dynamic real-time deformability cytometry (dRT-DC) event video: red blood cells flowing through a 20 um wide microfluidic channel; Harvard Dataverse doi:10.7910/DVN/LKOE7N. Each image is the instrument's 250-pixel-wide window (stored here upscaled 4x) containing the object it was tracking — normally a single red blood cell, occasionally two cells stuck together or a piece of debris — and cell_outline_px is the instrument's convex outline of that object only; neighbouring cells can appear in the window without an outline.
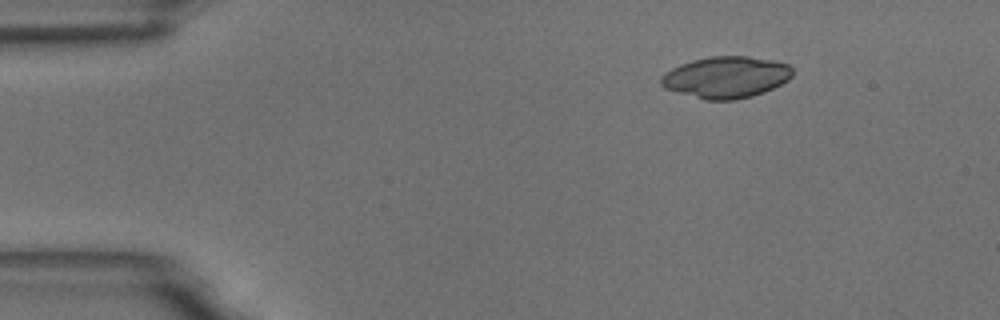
{"species": "common noctule bat (a hibernating species)", "species_latin": "Nyctalus noctula", "temperature_condition": "room temperature", "stored_images_in_passage": 44, "camera_frame_rate_fps": 3000, "um_per_image_px": 0.085, "animal": {"sex": "male", "body_mass_g": 18.8}, "frame": {"image": 1, "passage_image": 1, "time_ms": 0.0, "image_size_px": [1000, 320], "cell_outline_px": [[792, 76], [788, 80], [764, 92], [752, 96], [736, 100], [708, 100], [664, 88], [660, 84], [660, 76], [664, 72], [680, 64], [692, 60], [708, 56], [748, 56], [776, 60], [788, 64], [792, 68]], "centroid_in_image_um": [61.71, 6.55], "position_along_channel_um": 23.3, "area_um2": 31.96}}